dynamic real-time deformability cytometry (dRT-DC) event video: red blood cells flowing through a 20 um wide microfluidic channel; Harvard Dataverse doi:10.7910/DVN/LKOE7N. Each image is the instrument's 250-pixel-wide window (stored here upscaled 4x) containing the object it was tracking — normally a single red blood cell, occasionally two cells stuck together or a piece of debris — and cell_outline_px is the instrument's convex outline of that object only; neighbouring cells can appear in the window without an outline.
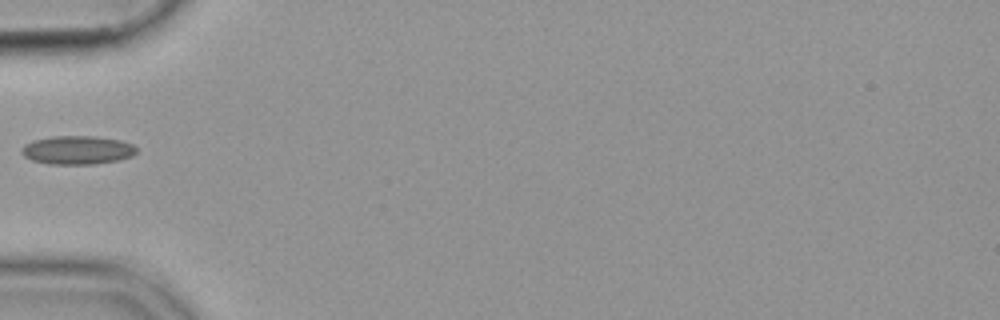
{"species": "common noctule bat (a hibernating species)", "species_latin": "Nyctalus noctula", "temperature_condition": "cold", "stored_images_in_passage": 37, "camera_frame_rate_fps": 3000, "um_per_image_px": 0.085, "animal": {"sex": "female", "body_mass_g": 19.9}, "frame": {"image": 1, "passage_image": 1, "time_ms": 0.0, "image_size_px": [1000, 320], "cell_outline_px": [[136, 152], [132, 156], [120, 160], [92, 164], [52, 164], [32, 160], [24, 156], [20, 152], [20, 148], [24, 144], [32, 140], [52, 136], [92, 136], [120, 140], [132, 144], [136, 148]], "centroid_in_image_um": [6.54, 12.75], "position_along_channel_um": 78.5, "area_um2": 19.19}}